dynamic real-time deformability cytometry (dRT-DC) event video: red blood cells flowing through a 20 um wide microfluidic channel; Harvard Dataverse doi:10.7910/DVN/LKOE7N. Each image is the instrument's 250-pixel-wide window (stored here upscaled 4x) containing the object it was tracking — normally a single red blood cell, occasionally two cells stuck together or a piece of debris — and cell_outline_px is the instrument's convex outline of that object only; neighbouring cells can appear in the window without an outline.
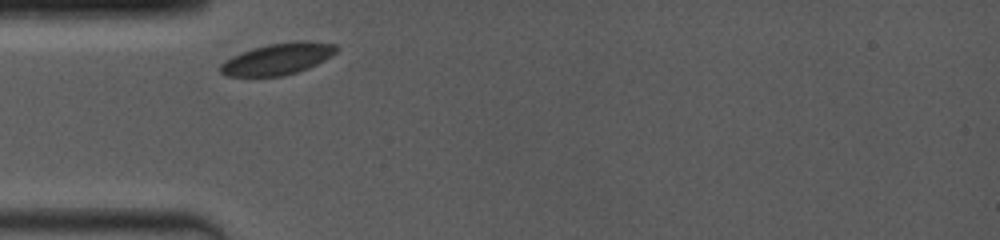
{"species": "common noctule bat (a hibernating species)", "species_latin": "Nyctalus noctula", "temperature_condition": "room temperature", "stored_images_in_passage": 2, "camera_frame_rate_fps": 4000, "um_per_image_px": 0.085, "animal": {"sex": "female", "body_mass_g": 19.0, "forearm_length_mm": 53.3}, "frame": {"image": 1, "passage_image": 1, "time_ms": 0.0, "image_size_px": [1000, 240], "cell_outline_px": [[340, 48], [332, 56], [308, 68], [284, 76], [228, 76], [220, 72], [220, 64], [224, 60], [232, 56], [252, 48], [268, 44], [296, 40], [308, 40], [336, 44]], "centroid_in_image_um": [23.64, 4.99], "position_along_channel_um": 61.4, "area_um2": 21.5}}
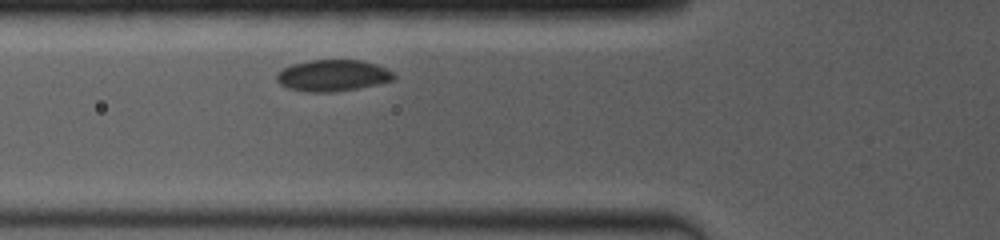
{"frame": {"image": 2, "passage_image": 2, "time_ms": 1.0, "image_size_px": [1000, 240], "cell_outline_px": [[396, 76], [392, 80], [356, 88], [332, 92], [308, 92], [288, 88], [280, 84], [276, 80], [276, 72], [292, 64], [308, 60], [360, 60], [376, 64], [392, 72]], "centroid_in_image_um": [28.22, 6.41], "position_along_channel_um": 97.6, "area_um2": 21.27}}